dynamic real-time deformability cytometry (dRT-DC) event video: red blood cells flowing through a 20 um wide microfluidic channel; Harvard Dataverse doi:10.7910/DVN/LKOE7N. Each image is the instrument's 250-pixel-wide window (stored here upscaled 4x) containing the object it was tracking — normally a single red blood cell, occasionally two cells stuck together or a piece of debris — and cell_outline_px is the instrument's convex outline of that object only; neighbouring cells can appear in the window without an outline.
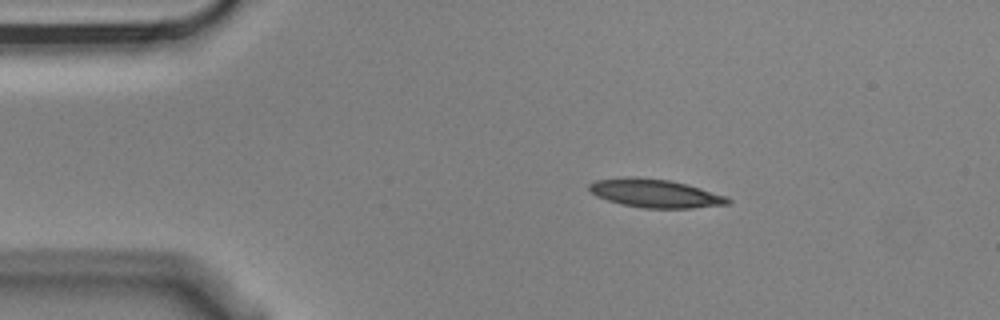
{"species": "Egyptian fruit bat (a non-hibernating species)", "species_latin": "Rousettus aegyptiacus", "temperature_condition": "cold", "stored_images_in_passage": 4, "camera_frame_rate_fps": 3000, "um_per_image_px": 0.085, "animal": {"sex": "male"}, "frame": {"image": 1, "passage_image": 1, "time_ms": 0.0, "image_size_px": [1000, 320], "cell_outline_px": [[732, 200], [728, 204], [692, 208], [640, 208], [620, 204], [596, 196], [588, 188], [588, 184], [596, 180], [632, 176], [668, 180], [688, 184], [728, 196]], "centroid_in_image_um": [55.7, 16.44], "position_along_channel_um": 29.3, "area_um2": 23.06}}
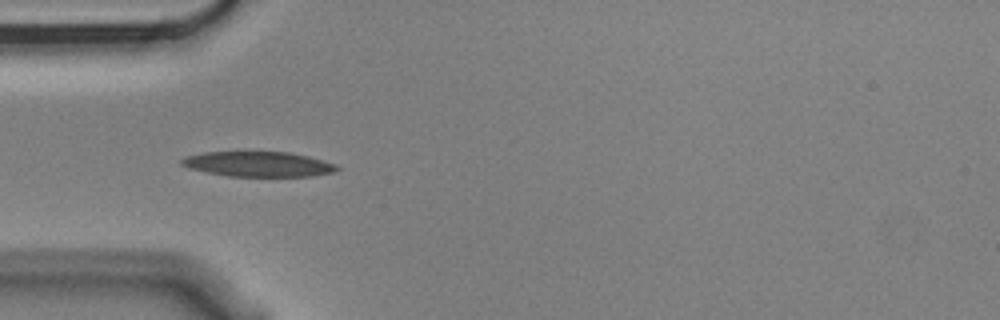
{"frame": {"image": 2, "passage_image": 3, "time_ms": 0.667, "image_size_px": [1000, 320], "cell_outline_px": [[340, 168], [336, 172], [312, 176], [228, 176], [188, 168], [180, 164], [180, 160], [188, 156], [204, 152], [288, 152], [308, 156], [336, 164]], "centroid_in_image_um": [21.98, 13.95], "position_along_channel_um": 63.0, "area_um2": 22.6}}